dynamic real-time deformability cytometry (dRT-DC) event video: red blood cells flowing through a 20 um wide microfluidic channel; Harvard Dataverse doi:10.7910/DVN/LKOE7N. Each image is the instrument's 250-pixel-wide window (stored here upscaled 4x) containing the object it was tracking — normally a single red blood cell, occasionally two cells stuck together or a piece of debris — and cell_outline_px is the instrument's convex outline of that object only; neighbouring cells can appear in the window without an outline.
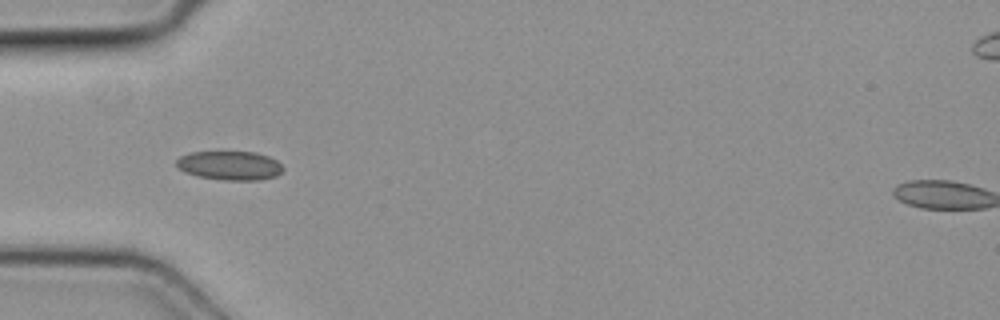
{"species": "common noctule bat (a hibernating species)", "species_latin": "Nyctalus noctula", "temperature_condition": "cold", "stored_images_in_passage": 5, "camera_frame_rate_fps": 3000, "um_per_image_px": 0.085, "animal": {"sex": "female", "body_mass_g": 19.3, "forearm_length_mm": 54.1}, "frame": {"image": 1, "passage_image": 5, "time_ms": 1.333, "image_size_px": [1000, 320], "cell_outline_px": [[284, 168], [276, 176], [260, 180], [224, 180], [196, 176], [184, 172], [176, 168], [176, 160], [180, 156], [192, 152], [256, 152], [268, 156], [276, 160]], "centroid_in_image_um": [19.5, 14.07], "position_along_channel_um": 65.5, "area_um2": 18.09}}